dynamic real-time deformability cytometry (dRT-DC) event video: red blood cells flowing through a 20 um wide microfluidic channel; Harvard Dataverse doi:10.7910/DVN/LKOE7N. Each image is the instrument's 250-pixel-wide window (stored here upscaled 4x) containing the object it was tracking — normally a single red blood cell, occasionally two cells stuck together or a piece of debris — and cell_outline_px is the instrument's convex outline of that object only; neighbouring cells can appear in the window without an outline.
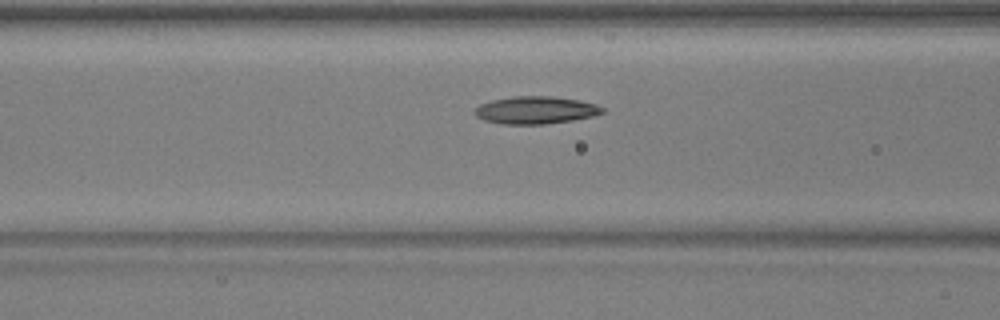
{"species": "common noctule bat (a hibernating species)", "species_latin": "Nyctalus noctula", "temperature_condition": "warm", "stored_images_in_passage": 47, "camera_frame_rate_fps": 3000, "um_per_image_px": 0.085, "animal": {"sex": "male", "body_mass_g": 17.9, "forearm_length_mm": 54.2}, "frame": {"image": 1, "passage_image": 17, "time_ms": 5.333, "image_size_px": [1000, 320], "cell_outline_px": [[604, 112], [592, 116], [572, 120], [544, 124], [500, 124], [484, 120], [476, 116], [472, 112], [480, 104], [492, 100], [512, 96], [552, 96], [580, 100], [596, 104], [604, 108]], "centroid_in_image_um": [45.51, 9.35], "position_along_channel_um": 121.1, "area_um2": 20.52}}
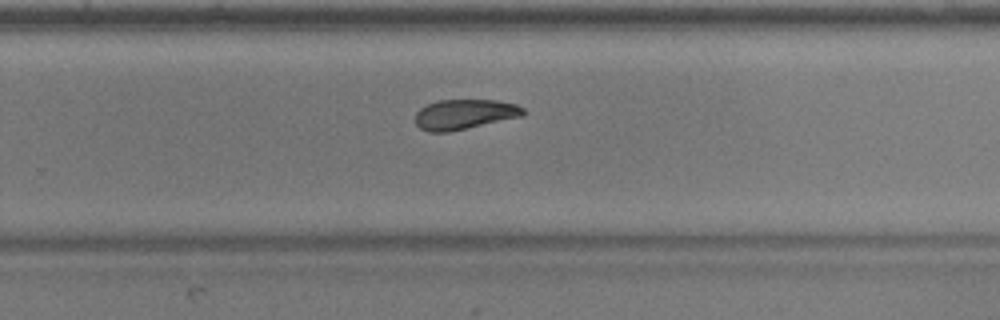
{"frame": {"image": 2, "passage_image": 30, "time_ms": 9.667, "image_size_px": [1000, 320], "cell_outline_px": [[528, 112], [524, 116], [448, 132], [428, 132], [420, 128], [416, 124], [416, 112], [420, 108], [436, 100], [496, 100], [516, 104], [524, 108]], "centroid_in_image_um": [39.51, 9.71], "position_along_channel_um": 290.3, "area_um2": 19.02}}
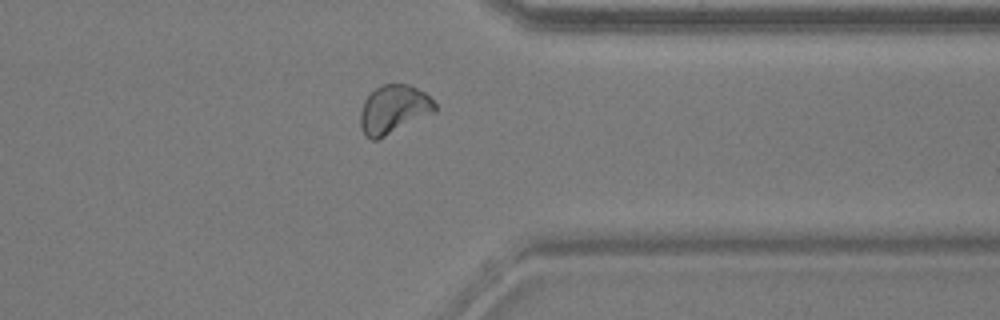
{"frame": {"image": 3, "passage_image": 37, "time_ms": 12.0, "image_size_px": [1000, 320], "cell_outline_px": [[436, 108], [432, 112], [376, 140], [372, 140], [364, 136], [360, 128], [360, 112], [364, 100], [376, 88], [384, 84], [408, 84], [424, 92], [436, 104]], "centroid_in_image_um": [33.4, 9.29], "position_along_channel_um": 378.0, "area_um2": 20.58}, "authors_computed_cell_mechanics": {"area_um2": 19.9988, "velocity_mm_per_s": 3.9111, "shape_relaxation_time_tau1_ms": null, "shape_relaxation_time_tau2_ms": 4.9228, "deformation_change_tau1": null, "deformation_change_tau2": 0.1087}}